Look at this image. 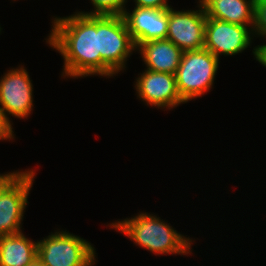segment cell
<instances>
[{
	"label": "cell",
	"mask_w": 266,
	"mask_h": 266,
	"mask_svg": "<svg viewBox=\"0 0 266 266\" xmlns=\"http://www.w3.org/2000/svg\"><path fill=\"white\" fill-rule=\"evenodd\" d=\"M136 48L147 41L166 39L168 33V9L135 6L132 12L122 14Z\"/></svg>",
	"instance_id": "cell-11"
},
{
	"label": "cell",
	"mask_w": 266,
	"mask_h": 266,
	"mask_svg": "<svg viewBox=\"0 0 266 266\" xmlns=\"http://www.w3.org/2000/svg\"><path fill=\"white\" fill-rule=\"evenodd\" d=\"M94 10L78 12L84 15H122L126 9L127 0H91Z\"/></svg>",
	"instance_id": "cell-15"
},
{
	"label": "cell",
	"mask_w": 266,
	"mask_h": 266,
	"mask_svg": "<svg viewBox=\"0 0 266 266\" xmlns=\"http://www.w3.org/2000/svg\"><path fill=\"white\" fill-rule=\"evenodd\" d=\"M199 10L176 11L168 8L166 38L183 52L204 49L206 13L199 1Z\"/></svg>",
	"instance_id": "cell-7"
},
{
	"label": "cell",
	"mask_w": 266,
	"mask_h": 266,
	"mask_svg": "<svg viewBox=\"0 0 266 266\" xmlns=\"http://www.w3.org/2000/svg\"><path fill=\"white\" fill-rule=\"evenodd\" d=\"M38 242L23 233L0 236V266H27L37 256Z\"/></svg>",
	"instance_id": "cell-14"
},
{
	"label": "cell",
	"mask_w": 266,
	"mask_h": 266,
	"mask_svg": "<svg viewBox=\"0 0 266 266\" xmlns=\"http://www.w3.org/2000/svg\"><path fill=\"white\" fill-rule=\"evenodd\" d=\"M253 35L254 31L250 26L207 17L204 49L209 50L218 59L221 54L236 55L250 46Z\"/></svg>",
	"instance_id": "cell-8"
},
{
	"label": "cell",
	"mask_w": 266,
	"mask_h": 266,
	"mask_svg": "<svg viewBox=\"0 0 266 266\" xmlns=\"http://www.w3.org/2000/svg\"><path fill=\"white\" fill-rule=\"evenodd\" d=\"M27 266H47L45 265L39 258L38 256L35 257V259Z\"/></svg>",
	"instance_id": "cell-21"
},
{
	"label": "cell",
	"mask_w": 266,
	"mask_h": 266,
	"mask_svg": "<svg viewBox=\"0 0 266 266\" xmlns=\"http://www.w3.org/2000/svg\"><path fill=\"white\" fill-rule=\"evenodd\" d=\"M37 242V256L47 266H92L95 263L93 245L66 230Z\"/></svg>",
	"instance_id": "cell-5"
},
{
	"label": "cell",
	"mask_w": 266,
	"mask_h": 266,
	"mask_svg": "<svg viewBox=\"0 0 266 266\" xmlns=\"http://www.w3.org/2000/svg\"><path fill=\"white\" fill-rule=\"evenodd\" d=\"M218 65L219 59L209 50L183 52L175 78L179 95L185 103L212 88Z\"/></svg>",
	"instance_id": "cell-4"
},
{
	"label": "cell",
	"mask_w": 266,
	"mask_h": 266,
	"mask_svg": "<svg viewBox=\"0 0 266 266\" xmlns=\"http://www.w3.org/2000/svg\"><path fill=\"white\" fill-rule=\"evenodd\" d=\"M135 6L142 8L153 9H168L171 6L168 5L167 0H134Z\"/></svg>",
	"instance_id": "cell-18"
},
{
	"label": "cell",
	"mask_w": 266,
	"mask_h": 266,
	"mask_svg": "<svg viewBox=\"0 0 266 266\" xmlns=\"http://www.w3.org/2000/svg\"><path fill=\"white\" fill-rule=\"evenodd\" d=\"M97 32L100 76L113 77L126 68L127 58L137 48L122 15H97Z\"/></svg>",
	"instance_id": "cell-3"
},
{
	"label": "cell",
	"mask_w": 266,
	"mask_h": 266,
	"mask_svg": "<svg viewBox=\"0 0 266 266\" xmlns=\"http://www.w3.org/2000/svg\"><path fill=\"white\" fill-rule=\"evenodd\" d=\"M139 51L147 70L175 74L183 51L166 39L150 40L140 44Z\"/></svg>",
	"instance_id": "cell-12"
},
{
	"label": "cell",
	"mask_w": 266,
	"mask_h": 266,
	"mask_svg": "<svg viewBox=\"0 0 266 266\" xmlns=\"http://www.w3.org/2000/svg\"><path fill=\"white\" fill-rule=\"evenodd\" d=\"M109 227L128 236L136 245L155 254H191L192 240L150 213H140L131 219L117 221Z\"/></svg>",
	"instance_id": "cell-2"
},
{
	"label": "cell",
	"mask_w": 266,
	"mask_h": 266,
	"mask_svg": "<svg viewBox=\"0 0 266 266\" xmlns=\"http://www.w3.org/2000/svg\"><path fill=\"white\" fill-rule=\"evenodd\" d=\"M255 35L266 37V0H255Z\"/></svg>",
	"instance_id": "cell-16"
},
{
	"label": "cell",
	"mask_w": 266,
	"mask_h": 266,
	"mask_svg": "<svg viewBox=\"0 0 266 266\" xmlns=\"http://www.w3.org/2000/svg\"><path fill=\"white\" fill-rule=\"evenodd\" d=\"M13 128L9 117L0 109V140L14 139Z\"/></svg>",
	"instance_id": "cell-17"
},
{
	"label": "cell",
	"mask_w": 266,
	"mask_h": 266,
	"mask_svg": "<svg viewBox=\"0 0 266 266\" xmlns=\"http://www.w3.org/2000/svg\"><path fill=\"white\" fill-rule=\"evenodd\" d=\"M253 54L256 60L266 67V44L258 45L253 48Z\"/></svg>",
	"instance_id": "cell-20"
},
{
	"label": "cell",
	"mask_w": 266,
	"mask_h": 266,
	"mask_svg": "<svg viewBox=\"0 0 266 266\" xmlns=\"http://www.w3.org/2000/svg\"><path fill=\"white\" fill-rule=\"evenodd\" d=\"M0 79V109L16 118H26L33 109V85L22 66L10 69Z\"/></svg>",
	"instance_id": "cell-9"
},
{
	"label": "cell",
	"mask_w": 266,
	"mask_h": 266,
	"mask_svg": "<svg viewBox=\"0 0 266 266\" xmlns=\"http://www.w3.org/2000/svg\"><path fill=\"white\" fill-rule=\"evenodd\" d=\"M52 22L46 42L62 55V74L71 78L100 75L97 15L76 12L68 17H56Z\"/></svg>",
	"instance_id": "cell-1"
},
{
	"label": "cell",
	"mask_w": 266,
	"mask_h": 266,
	"mask_svg": "<svg viewBox=\"0 0 266 266\" xmlns=\"http://www.w3.org/2000/svg\"><path fill=\"white\" fill-rule=\"evenodd\" d=\"M206 17L254 28L255 0H199Z\"/></svg>",
	"instance_id": "cell-13"
},
{
	"label": "cell",
	"mask_w": 266,
	"mask_h": 266,
	"mask_svg": "<svg viewBox=\"0 0 266 266\" xmlns=\"http://www.w3.org/2000/svg\"><path fill=\"white\" fill-rule=\"evenodd\" d=\"M22 173L13 171V172H7V174H0V196L3 193V191Z\"/></svg>",
	"instance_id": "cell-19"
},
{
	"label": "cell",
	"mask_w": 266,
	"mask_h": 266,
	"mask_svg": "<svg viewBox=\"0 0 266 266\" xmlns=\"http://www.w3.org/2000/svg\"><path fill=\"white\" fill-rule=\"evenodd\" d=\"M136 78L137 97L158 109H173L185 103L177 90L175 74L146 70Z\"/></svg>",
	"instance_id": "cell-10"
},
{
	"label": "cell",
	"mask_w": 266,
	"mask_h": 266,
	"mask_svg": "<svg viewBox=\"0 0 266 266\" xmlns=\"http://www.w3.org/2000/svg\"><path fill=\"white\" fill-rule=\"evenodd\" d=\"M34 170L23 171L0 196V236L22 233L21 221L33 187Z\"/></svg>",
	"instance_id": "cell-6"
}]
</instances>
